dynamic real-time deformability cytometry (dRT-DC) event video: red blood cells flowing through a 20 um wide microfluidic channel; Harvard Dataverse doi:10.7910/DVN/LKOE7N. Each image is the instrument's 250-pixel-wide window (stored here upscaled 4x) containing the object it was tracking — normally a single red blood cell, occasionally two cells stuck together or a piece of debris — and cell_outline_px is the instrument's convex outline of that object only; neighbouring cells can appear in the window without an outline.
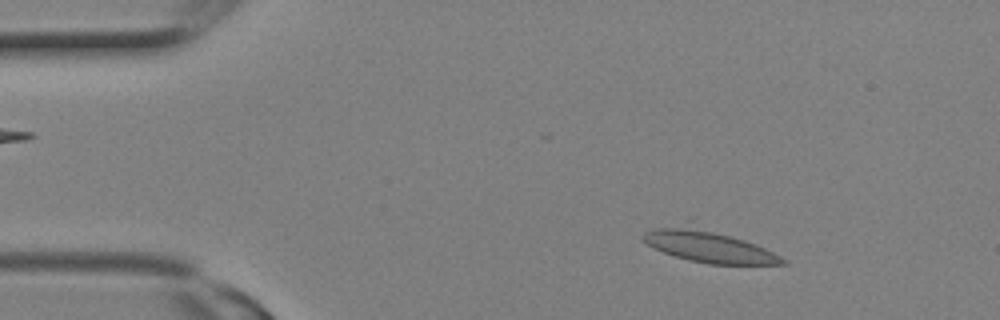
{"species": "Egyptian fruit bat (a non-hibernating species)", "species_latin": "Rousettus aegyptiacus", "temperature_condition": "room temperature", "stored_images_in_passage": 16, "camera_frame_rate_fps": 3000, "um_per_image_px": 0.085, "animal": {"sex": "female"}, "frame": {"image": 1, "passage_image": 3, "time_ms": 0.667, "image_size_px": [1000, 320], "cell_outline_px": [[788, 264], [708, 264], [688, 260], [652, 248], [640, 240], [640, 236], [644, 232], [688, 216], [756, 244], [788, 260]], "centroid_in_image_um": [60.09, 20.77], "position_along_channel_um": 24.9, "area_um2": 28.44}}
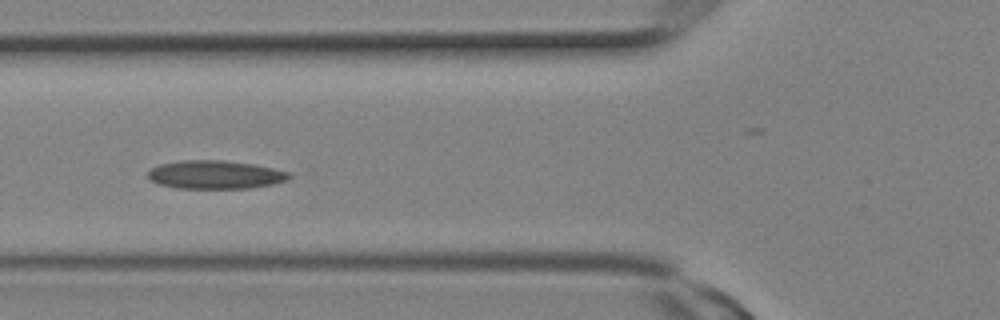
{"frame": {"image": 2, "passage_image": 9, "time_ms": 2.667, "image_size_px": [1000, 320], "cell_outline_px": [[292, 176], [288, 180], [272, 184], [248, 188], [176, 188], [160, 184], [152, 180], [148, 176], [148, 172], [152, 168], [160, 164], [180, 160], [224, 160], [252, 164], [272, 168], [288, 172]], "centroid_in_image_um": [18.3, 14.84], "position_along_channel_um": 107.5, "area_um2": 23.18}}
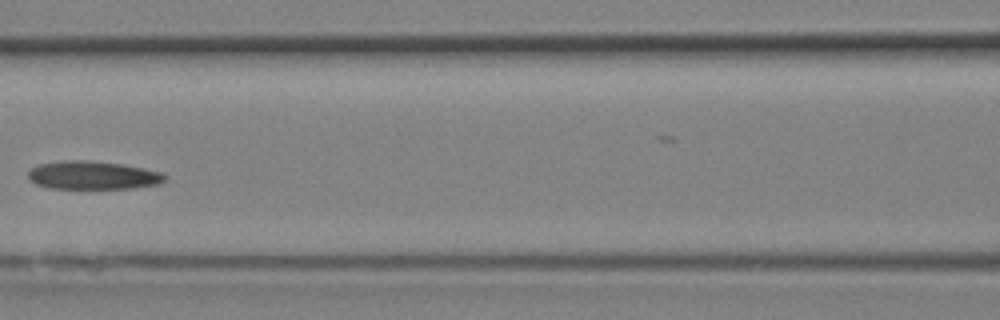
{"frame": {"image": 3, "passage_image": 11, "time_ms": 3.333, "image_size_px": [1000, 320], "cell_outline_px": [[168, 180], [160, 184], [128, 188], [48, 188], [36, 184], [28, 180], [28, 172], [36, 164], [60, 160], [88, 160], [124, 164], [144, 168], [160, 172], [168, 176]], "centroid_in_image_um": [7.88, 14.88], "position_along_channel_um": 158.7, "area_um2": 22.83}}